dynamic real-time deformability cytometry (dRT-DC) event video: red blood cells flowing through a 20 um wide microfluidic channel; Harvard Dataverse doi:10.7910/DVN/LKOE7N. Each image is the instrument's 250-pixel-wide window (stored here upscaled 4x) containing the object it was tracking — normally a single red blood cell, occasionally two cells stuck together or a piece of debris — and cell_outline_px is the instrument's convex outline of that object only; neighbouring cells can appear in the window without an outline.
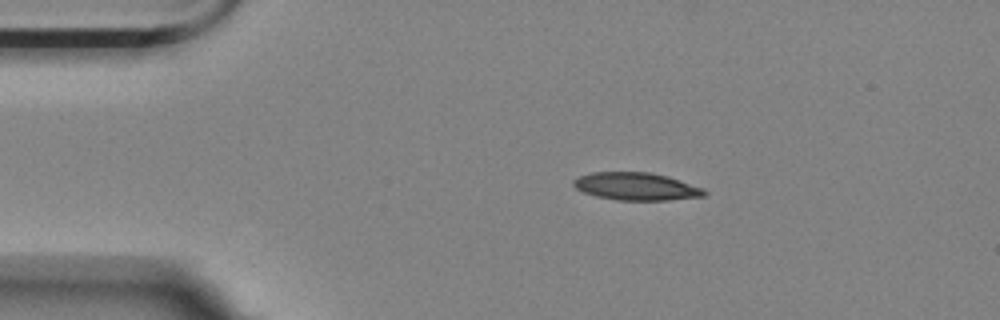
{"species": "Egyptian fruit bat (a non-hibernating species)", "species_latin": "Rousettus aegyptiacus", "temperature_condition": "room temperature", "stored_images_in_passage": 3, "camera_frame_rate_fps": 3000, "um_per_image_px": 0.085, "animal": {"sex": "female"}, "frame": {"image": 1, "passage_image": 1, "time_ms": 0.0, "image_size_px": [1000, 320], "cell_outline_px": [[708, 192], [704, 196], [668, 200], [616, 200], [596, 196], [584, 192], [576, 188], [572, 184], [572, 180], [580, 176], [592, 172], [648, 172], [668, 176], [704, 188]], "centroid_in_image_um": [54.09, 15.84], "position_along_channel_um": 30.9, "area_um2": 21.1}}
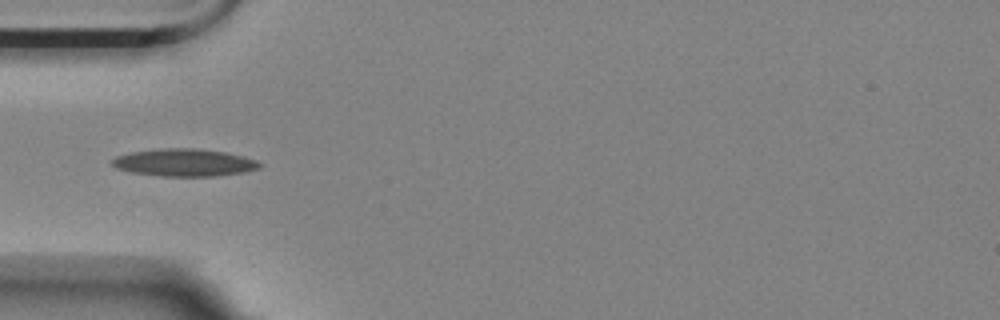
{"frame": {"image": 2, "passage_image": 3, "time_ms": 2.333, "image_size_px": [1000, 320], "cell_outline_px": [[260, 168], [244, 172], [216, 176], [164, 176], [132, 172], [116, 168], [112, 164], [112, 160], [116, 156], [132, 152], [160, 148], [192, 148], [224, 152], [256, 160], [260, 164]], "centroid_in_image_um": [15.64, 13.82], "position_along_channel_um": 69.4, "area_um2": 23.29}}